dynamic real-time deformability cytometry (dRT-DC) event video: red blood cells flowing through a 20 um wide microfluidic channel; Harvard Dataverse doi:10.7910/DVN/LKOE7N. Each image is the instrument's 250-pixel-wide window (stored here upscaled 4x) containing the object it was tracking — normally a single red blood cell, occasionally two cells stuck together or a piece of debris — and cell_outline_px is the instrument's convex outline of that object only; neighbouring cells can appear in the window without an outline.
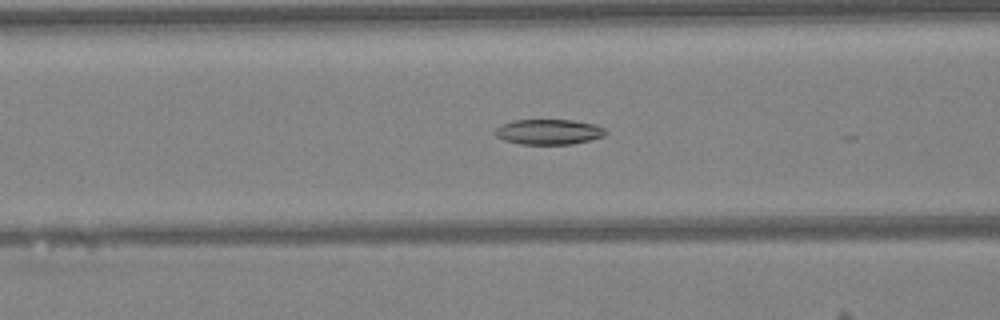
{"species": "Egyptian fruit bat (a non-hibernating species)", "species_latin": "Rousettus aegyptiacus", "temperature_condition": "warm", "stored_images_in_passage": 11, "camera_frame_rate_fps": 3000, "um_per_image_px": 0.085, "animal": {"sex": "female"}, "frame": {"image": 1, "passage_image": 9, "time_ms": 2.667, "image_size_px": [1000, 320], "cell_outline_px": [[608, 132], [604, 136], [572, 144], [520, 144], [504, 140], [496, 136], [496, 128], [500, 124], [512, 120], [572, 120], [596, 124], [604, 128]], "centroid_in_image_um": [46.64, 11.2], "position_along_channel_um": 120.0, "area_um2": 16.3}}